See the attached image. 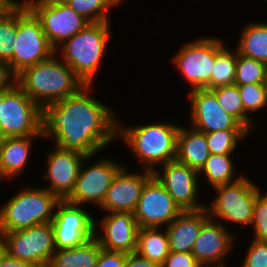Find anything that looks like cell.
Segmentation results:
<instances>
[{
  "instance_id": "obj_1",
  "label": "cell",
  "mask_w": 267,
  "mask_h": 267,
  "mask_svg": "<svg viewBox=\"0 0 267 267\" xmlns=\"http://www.w3.org/2000/svg\"><path fill=\"white\" fill-rule=\"evenodd\" d=\"M93 85L42 109L43 138H53L62 150L94 156L117 138V121L110 107L91 97ZM117 119V120H116Z\"/></svg>"
},
{
  "instance_id": "obj_2",
  "label": "cell",
  "mask_w": 267,
  "mask_h": 267,
  "mask_svg": "<svg viewBox=\"0 0 267 267\" xmlns=\"http://www.w3.org/2000/svg\"><path fill=\"white\" fill-rule=\"evenodd\" d=\"M55 55L26 67L16 75V84L41 109L76 94L85 86L73 70Z\"/></svg>"
},
{
  "instance_id": "obj_3",
  "label": "cell",
  "mask_w": 267,
  "mask_h": 267,
  "mask_svg": "<svg viewBox=\"0 0 267 267\" xmlns=\"http://www.w3.org/2000/svg\"><path fill=\"white\" fill-rule=\"evenodd\" d=\"M117 121V137H121L138 157L143 170L154 172L155 166L176 160L177 134L180 126L174 123H149L135 127ZM124 126V127H123Z\"/></svg>"
},
{
  "instance_id": "obj_4",
  "label": "cell",
  "mask_w": 267,
  "mask_h": 267,
  "mask_svg": "<svg viewBox=\"0 0 267 267\" xmlns=\"http://www.w3.org/2000/svg\"><path fill=\"white\" fill-rule=\"evenodd\" d=\"M109 21L90 23L56 49L61 60L85 84L93 85L110 39ZM61 50V52L59 51Z\"/></svg>"
},
{
  "instance_id": "obj_5",
  "label": "cell",
  "mask_w": 267,
  "mask_h": 267,
  "mask_svg": "<svg viewBox=\"0 0 267 267\" xmlns=\"http://www.w3.org/2000/svg\"><path fill=\"white\" fill-rule=\"evenodd\" d=\"M60 199L44 188H22L0 208V229L20 231L50 223Z\"/></svg>"
},
{
  "instance_id": "obj_6",
  "label": "cell",
  "mask_w": 267,
  "mask_h": 267,
  "mask_svg": "<svg viewBox=\"0 0 267 267\" xmlns=\"http://www.w3.org/2000/svg\"><path fill=\"white\" fill-rule=\"evenodd\" d=\"M13 45L12 60L8 64L15 75L56 54L42 30L40 20L21 1L17 4V33Z\"/></svg>"
},
{
  "instance_id": "obj_7",
  "label": "cell",
  "mask_w": 267,
  "mask_h": 267,
  "mask_svg": "<svg viewBox=\"0 0 267 267\" xmlns=\"http://www.w3.org/2000/svg\"><path fill=\"white\" fill-rule=\"evenodd\" d=\"M43 136L42 109L17 85L3 90L0 138Z\"/></svg>"
},
{
  "instance_id": "obj_8",
  "label": "cell",
  "mask_w": 267,
  "mask_h": 267,
  "mask_svg": "<svg viewBox=\"0 0 267 267\" xmlns=\"http://www.w3.org/2000/svg\"><path fill=\"white\" fill-rule=\"evenodd\" d=\"M217 192L210 206H206L209 217L232 223L251 225L256 194L260 190L249 178L241 176L232 183L214 187Z\"/></svg>"
},
{
  "instance_id": "obj_9",
  "label": "cell",
  "mask_w": 267,
  "mask_h": 267,
  "mask_svg": "<svg viewBox=\"0 0 267 267\" xmlns=\"http://www.w3.org/2000/svg\"><path fill=\"white\" fill-rule=\"evenodd\" d=\"M225 46L218 37H202L186 43L173 57L174 64L189 83V90L210 89V76L216 54Z\"/></svg>"
},
{
  "instance_id": "obj_10",
  "label": "cell",
  "mask_w": 267,
  "mask_h": 267,
  "mask_svg": "<svg viewBox=\"0 0 267 267\" xmlns=\"http://www.w3.org/2000/svg\"><path fill=\"white\" fill-rule=\"evenodd\" d=\"M22 2L40 20L43 32L55 50L90 24L63 0H24Z\"/></svg>"
},
{
  "instance_id": "obj_11",
  "label": "cell",
  "mask_w": 267,
  "mask_h": 267,
  "mask_svg": "<svg viewBox=\"0 0 267 267\" xmlns=\"http://www.w3.org/2000/svg\"><path fill=\"white\" fill-rule=\"evenodd\" d=\"M5 238L9 256L38 267H47L56 251L51 222L25 230L5 232Z\"/></svg>"
},
{
  "instance_id": "obj_12",
  "label": "cell",
  "mask_w": 267,
  "mask_h": 267,
  "mask_svg": "<svg viewBox=\"0 0 267 267\" xmlns=\"http://www.w3.org/2000/svg\"><path fill=\"white\" fill-rule=\"evenodd\" d=\"M55 209L51 223L56 250L80 246L95 236L96 221L80 205L60 200Z\"/></svg>"
},
{
  "instance_id": "obj_13",
  "label": "cell",
  "mask_w": 267,
  "mask_h": 267,
  "mask_svg": "<svg viewBox=\"0 0 267 267\" xmlns=\"http://www.w3.org/2000/svg\"><path fill=\"white\" fill-rule=\"evenodd\" d=\"M182 210L152 175L144 184L133 215L139 228L167 227Z\"/></svg>"
},
{
  "instance_id": "obj_14",
  "label": "cell",
  "mask_w": 267,
  "mask_h": 267,
  "mask_svg": "<svg viewBox=\"0 0 267 267\" xmlns=\"http://www.w3.org/2000/svg\"><path fill=\"white\" fill-rule=\"evenodd\" d=\"M122 167L123 165L107 158L100 159L87 168L81 165L74 190L66 200L76 205L92 202L101 207L114 177Z\"/></svg>"
},
{
  "instance_id": "obj_15",
  "label": "cell",
  "mask_w": 267,
  "mask_h": 267,
  "mask_svg": "<svg viewBox=\"0 0 267 267\" xmlns=\"http://www.w3.org/2000/svg\"><path fill=\"white\" fill-rule=\"evenodd\" d=\"M191 126L203 133L222 130H247L235 117L219 105L211 89L189 91Z\"/></svg>"
},
{
  "instance_id": "obj_16",
  "label": "cell",
  "mask_w": 267,
  "mask_h": 267,
  "mask_svg": "<svg viewBox=\"0 0 267 267\" xmlns=\"http://www.w3.org/2000/svg\"><path fill=\"white\" fill-rule=\"evenodd\" d=\"M161 169V172L155 170L153 175L182 211L199 210L206 207L205 204L197 202L199 195L198 171L177 160L162 165Z\"/></svg>"
},
{
  "instance_id": "obj_17",
  "label": "cell",
  "mask_w": 267,
  "mask_h": 267,
  "mask_svg": "<svg viewBox=\"0 0 267 267\" xmlns=\"http://www.w3.org/2000/svg\"><path fill=\"white\" fill-rule=\"evenodd\" d=\"M217 222L209 217L193 245L191 253L202 267H225L226 256L233 248L235 236Z\"/></svg>"
},
{
  "instance_id": "obj_18",
  "label": "cell",
  "mask_w": 267,
  "mask_h": 267,
  "mask_svg": "<svg viewBox=\"0 0 267 267\" xmlns=\"http://www.w3.org/2000/svg\"><path fill=\"white\" fill-rule=\"evenodd\" d=\"M47 157V171L43 179H47L50 185L48 191L56 195L60 200H66L74 190L76 180L82 163L91 157H85L79 153L62 150L55 146Z\"/></svg>"
},
{
  "instance_id": "obj_19",
  "label": "cell",
  "mask_w": 267,
  "mask_h": 267,
  "mask_svg": "<svg viewBox=\"0 0 267 267\" xmlns=\"http://www.w3.org/2000/svg\"><path fill=\"white\" fill-rule=\"evenodd\" d=\"M106 215L100 221L104 234L95 232L100 247L108 251L135 253L139 227L133 213L110 212Z\"/></svg>"
},
{
  "instance_id": "obj_20",
  "label": "cell",
  "mask_w": 267,
  "mask_h": 267,
  "mask_svg": "<svg viewBox=\"0 0 267 267\" xmlns=\"http://www.w3.org/2000/svg\"><path fill=\"white\" fill-rule=\"evenodd\" d=\"M130 172L123 166L114 177L106 198L100 207L106 213H133L135 211L143 186L153 175V172L149 170H144L142 174Z\"/></svg>"
},
{
  "instance_id": "obj_21",
  "label": "cell",
  "mask_w": 267,
  "mask_h": 267,
  "mask_svg": "<svg viewBox=\"0 0 267 267\" xmlns=\"http://www.w3.org/2000/svg\"><path fill=\"white\" fill-rule=\"evenodd\" d=\"M209 218L205 208L182 211L167 227L169 249L173 252H190L203 223Z\"/></svg>"
},
{
  "instance_id": "obj_22",
  "label": "cell",
  "mask_w": 267,
  "mask_h": 267,
  "mask_svg": "<svg viewBox=\"0 0 267 267\" xmlns=\"http://www.w3.org/2000/svg\"><path fill=\"white\" fill-rule=\"evenodd\" d=\"M43 136L0 138V173L5 179L14 178L26 168L32 148V138Z\"/></svg>"
},
{
  "instance_id": "obj_23",
  "label": "cell",
  "mask_w": 267,
  "mask_h": 267,
  "mask_svg": "<svg viewBox=\"0 0 267 267\" xmlns=\"http://www.w3.org/2000/svg\"><path fill=\"white\" fill-rule=\"evenodd\" d=\"M210 154L205 133L192 127H179L176 147V160L178 162L199 172Z\"/></svg>"
},
{
  "instance_id": "obj_24",
  "label": "cell",
  "mask_w": 267,
  "mask_h": 267,
  "mask_svg": "<svg viewBox=\"0 0 267 267\" xmlns=\"http://www.w3.org/2000/svg\"><path fill=\"white\" fill-rule=\"evenodd\" d=\"M101 249L94 236L80 246L56 250L47 267H95Z\"/></svg>"
},
{
  "instance_id": "obj_25",
  "label": "cell",
  "mask_w": 267,
  "mask_h": 267,
  "mask_svg": "<svg viewBox=\"0 0 267 267\" xmlns=\"http://www.w3.org/2000/svg\"><path fill=\"white\" fill-rule=\"evenodd\" d=\"M159 227L139 228L136 253L142 258L158 263L160 266L168 256L169 238L167 231Z\"/></svg>"
},
{
  "instance_id": "obj_26",
  "label": "cell",
  "mask_w": 267,
  "mask_h": 267,
  "mask_svg": "<svg viewBox=\"0 0 267 267\" xmlns=\"http://www.w3.org/2000/svg\"><path fill=\"white\" fill-rule=\"evenodd\" d=\"M238 54L267 65V22H252L241 30Z\"/></svg>"
},
{
  "instance_id": "obj_27",
  "label": "cell",
  "mask_w": 267,
  "mask_h": 267,
  "mask_svg": "<svg viewBox=\"0 0 267 267\" xmlns=\"http://www.w3.org/2000/svg\"><path fill=\"white\" fill-rule=\"evenodd\" d=\"M231 156L232 155L210 154L205 161L204 166L198 172L199 176H201V173H204L203 176H206L208 183H210L213 188L219 185L235 182L242 175L235 178V166Z\"/></svg>"
},
{
  "instance_id": "obj_28",
  "label": "cell",
  "mask_w": 267,
  "mask_h": 267,
  "mask_svg": "<svg viewBox=\"0 0 267 267\" xmlns=\"http://www.w3.org/2000/svg\"><path fill=\"white\" fill-rule=\"evenodd\" d=\"M211 90L224 111L235 117L249 132L255 128L254 121L245 113L237 85L222 86Z\"/></svg>"
},
{
  "instance_id": "obj_29",
  "label": "cell",
  "mask_w": 267,
  "mask_h": 267,
  "mask_svg": "<svg viewBox=\"0 0 267 267\" xmlns=\"http://www.w3.org/2000/svg\"><path fill=\"white\" fill-rule=\"evenodd\" d=\"M231 51L224 46L216 54L210 76V89L234 84L237 50L234 53Z\"/></svg>"
},
{
  "instance_id": "obj_30",
  "label": "cell",
  "mask_w": 267,
  "mask_h": 267,
  "mask_svg": "<svg viewBox=\"0 0 267 267\" xmlns=\"http://www.w3.org/2000/svg\"><path fill=\"white\" fill-rule=\"evenodd\" d=\"M77 14L89 23L109 21L110 8L119 5L123 0H63Z\"/></svg>"
},
{
  "instance_id": "obj_31",
  "label": "cell",
  "mask_w": 267,
  "mask_h": 267,
  "mask_svg": "<svg viewBox=\"0 0 267 267\" xmlns=\"http://www.w3.org/2000/svg\"><path fill=\"white\" fill-rule=\"evenodd\" d=\"M248 130H222L205 133L211 154L232 155L241 139H246Z\"/></svg>"
},
{
  "instance_id": "obj_32",
  "label": "cell",
  "mask_w": 267,
  "mask_h": 267,
  "mask_svg": "<svg viewBox=\"0 0 267 267\" xmlns=\"http://www.w3.org/2000/svg\"><path fill=\"white\" fill-rule=\"evenodd\" d=\"M267 83V65L258 60L244 57L237 52L235 85Z\"/></svg>"
},
{
  "instance_id": "obj_33",
  "label": "cell",
  "mask_w": 267,
  "mask_h": 267,
  "mask_svg": "<svg viewBox=\"0 0 267 267\" xmlns=\"http://www.w3.org/2000/svg\"><path fill=\"white\" fill-rule=\"evenodd\" d=\"M17 33V5L3 18H0V60L9 63L12 60L14 42Z\"/></svg>"
},
{
  "instance_id": "obj_34",
  "label": "cell",
  "mask_w": 267,
  "mask_h": 267,
  "mask_svg": "<svg viewBox=\"0 0 267 267\" xmlns=\"http://www.w3.org/2000/svg\"><path fill=\"white\" fill-rule=\"evenodd\" d=\"M247 115L267 106V83L237 85Z\"/></svg>"
},
{
  "instance_id": "obj_35",
  "label": "cell",
  "mask_w": 267,
  "mask_h": 267,
  "mask_svg": "<svg viewBox=\"0 0 267 267\" xmlns=\"http://www.w3.org/2000/svg\"><path fill=\"white\" fill-rule=\"evenodd\" d=\"M251 225L254 231L253 239L267 242V193L263 195L261 189L256 194Z\"/></svg>"
},
{
  "instance_id": "obj_36",
  "label": "cell",
  "mask_w": 267,
  "mask_h": 267,
  "mask_svg": "<svg viewBox=\"0 0 267 267\" xmlns=\"http://www.w3.org/2000/svg\"><path fill=\"white\" fill-rule=\"evenodd\" d=\"M241 267H267V242L253 239Z\"/></svg>"
},
{
  "instance_id": "obj_37",
  "label": "cell",
  "mask_w": 267,
  "mask_h": 267,
  "mask_svg": "<svg viewBox=\"0 0 267 267\" xmlns=\"http://www.w3.org/2000/svg\"><path fill=\"white\" fill-rule=\"evenodd\" d=\"M161 267H202L190 252L170 251Z\"/></svg>"
},
{
  "instance_id": "obj_38",
  "label": "cell",
  "mask_w": 267,
  "mask_h": 267,
  "mask_svg": "<svg viewBox=\"0 0 267 267\" xmlns=\"http://www.w3.org/2000/svg\"><path fill=\"white\" fill-rule=\"evenodd\" d=\"M127 253L101 249L95 267H123Z\"/></svg>"
},
{
  "instance_id": "obj_39",
  "label": "cell",
  "mask_w": 267,
  "mask_h": 267,
  "mask_svg": "<svg viewBox=\"0 0 267 267\" xmlns=\"http://www.w3.org/2000/svg\"><path fill=\"white\" fill-rule=\"evenodd\" d=\"M14 84H16V75L7 62L0 60V91L9 90Z\"/></svg>"
},
{
  "instance_id": "obj_40",
  "label": "cell",
  "mask_w": 267,
  "mask_h": 267,
  "mask_svg": "<svg viewBox=\"0 0 267 267\" xmlns=\"http://www.w3.org/2000/svg\"><path fill=\"white\" fill-rule=\"evenodd\" d=\"M123 267H161L158 263L142 258L136 252L127 255Z\"/></svg>"
},
{
  "instance_id": "obj_41",
  "label": "cell",
  "mask_w": 267,
  "mask_h": 267,
  "mask_svg": "<svg viewBox=\"0 0 267 267\" xmlns=\"http://www.w3.org/2000/svg\"><path fill=\"white\" fill-rule=\"evenodd\" d=\"M0 267H38L34 264L21 261L9 256L7 253L0 259Z\"/></svg>"
},
{
  "instance_id": "obj_42",
  "label": "cell",
  "mask_w": 267,
  "mask_h": 267,
  "mask_svg": "<svg viewBox=\"0 0 267 267\" xmlns=\"http://www.w3.org/2000/svg\"><path fill=\"white\" fill-rule=\"evenodd\" d=\"M18 3L17 0H0V18H3Z\"/></svg>"
},
{
  "instance_id": "obj_43",
  "label": "cell",
  "mask_w": 267,
  "mask_h": 267,
  "mask_svg": "<svg viewBox=\"0 0 267 267\" xmlns=\"http://www.w3.org/2000/svg\"><path fill=\"white\" fill-rule=\"evenodd\" d=\"M6 253V238H5V232H3L0 229V259L5 255Z\"/></svg>"
},
{
  "instance_id": "obj_44",
  "label": "cell",
  "mask_w": 267,
  "mask_h": 267,
  "mask_svg": "<svg viewBox=\"0 0 267 267\" xmlns=\"http://www.w3.org/2000/svg\"><path fill=\"white\" fill-rule=\"evenodd\" d=\"M3 102V90L0 91V117H1V105Z\"/></svg>"
},
{
  "instance_id": "obj_45",
  "label": "cell",
  "mask_w": 267,
  "mask_h": 267,
  "mask_svg": "<svg viewBox=\"0 0 267 267\" xmlns=\"http://www.w3.org/2000/svg\"><path fill=\"white\" fill-rule=\"evenodd\" d=\"M2 179H4V178H3V176H2L1 173H0V180H2Z\"/></svg>"
}]
</instances>
